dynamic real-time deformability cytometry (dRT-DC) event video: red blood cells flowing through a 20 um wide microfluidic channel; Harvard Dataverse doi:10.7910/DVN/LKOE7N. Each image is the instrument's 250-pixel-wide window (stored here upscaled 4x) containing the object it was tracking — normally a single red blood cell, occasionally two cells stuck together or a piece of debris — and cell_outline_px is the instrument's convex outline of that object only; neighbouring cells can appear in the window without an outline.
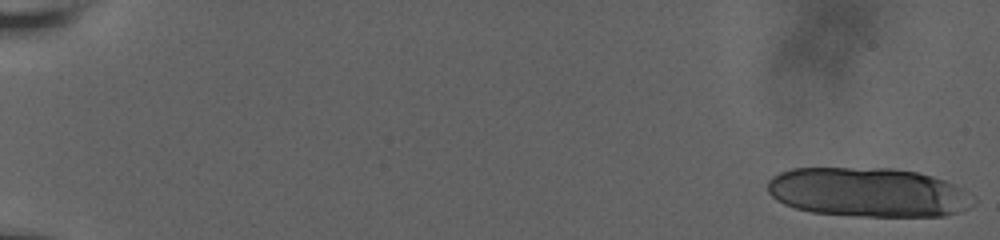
{"species": "human", "species_latin": "Homo sapiens", "temperature_condition": "room temperature", "stored_images_in_passage": 52, "camera_frame_rate_fps": 3000, "um_per_image_px": 0.085, "donor": {"sex": "male"}, "frame": {"image": 1, "passage_image": 1, "time_ms": 0.0, "image_size_px": [1000, 240], "cell_outline_px": [[976, 204], [968, 208], [944, 216], [860, 216], [812, 212], [796, 208], [784, 204], [776, 200], [768, 192], [768, 180], [772, 176], [780, 172], [792, 168], [892, 168], [916, 172], [932, 176], [944, 180], [976, 196]], "centroid_in_image_um": [73.8, 16.34], "position_along_channel_um": 11.2, "area_um2": 59.3}}
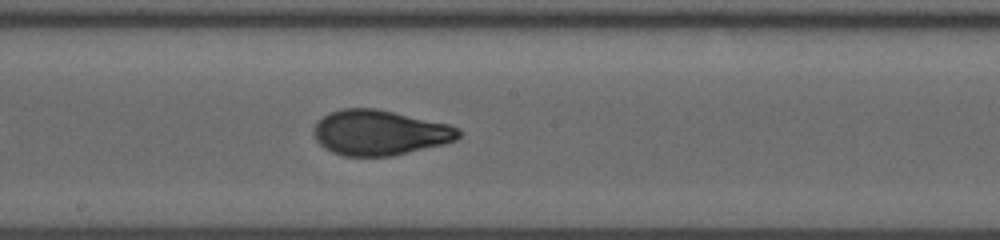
{"frame": {"image": 2, "passage_image": 30, "time_ms": 11.333, "image_size_px": [1000, 240], "cell_outline_px": [[460, 136], [456, 140], [444, 144], [392, 156], [344, 156], [332, 152], [324, 148], [316, 140], [312, 132], [312, 128], [324, 116], [340, 108], [376, 108], [448, 124], [460, 128]], "centroid_in_image_um": [32.26, 11.28], "position_along_channel_um": 215.9, "area_um2": 38.15}}
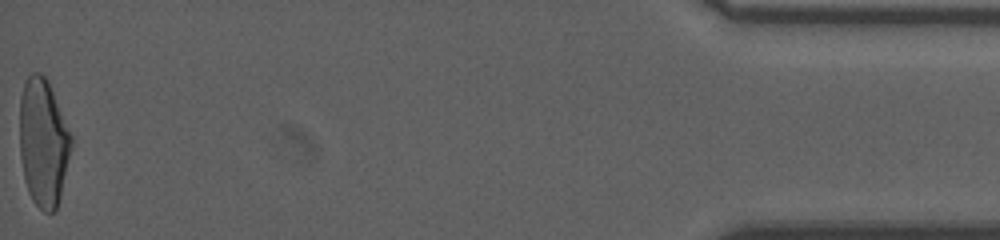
{"frame": {"image": 3, "passage_image": 52, "time_ms": 19.333, "image_size_px": [1000, 240], "cell_outline_px": [[72, 144], [60, 196], [56, 208], [52, 212], [44, 212], [32, 200], [28, 192], [24, 180], [20, 156], [20, 96], [24, 84], [28, 76], [32, 72], [40, 72], [48, 80], [72, 136]], "centroid_in_image_um": [3.66, 12.09], "position_along_channel_um": 431.5, "area_um2": 38.32}, "authors_computed_cell_mechanics": {"area_um2": 38.3214, "velocity_mm_per_s": 3.7734, "shape_relaxation_time_tau1_ms": 4.5359, "shape_relaxation_time_tau2_ms": 0.7116, "deformation_change_tau1": 0.1873, "deformation_change_tau2": 0.0622}}